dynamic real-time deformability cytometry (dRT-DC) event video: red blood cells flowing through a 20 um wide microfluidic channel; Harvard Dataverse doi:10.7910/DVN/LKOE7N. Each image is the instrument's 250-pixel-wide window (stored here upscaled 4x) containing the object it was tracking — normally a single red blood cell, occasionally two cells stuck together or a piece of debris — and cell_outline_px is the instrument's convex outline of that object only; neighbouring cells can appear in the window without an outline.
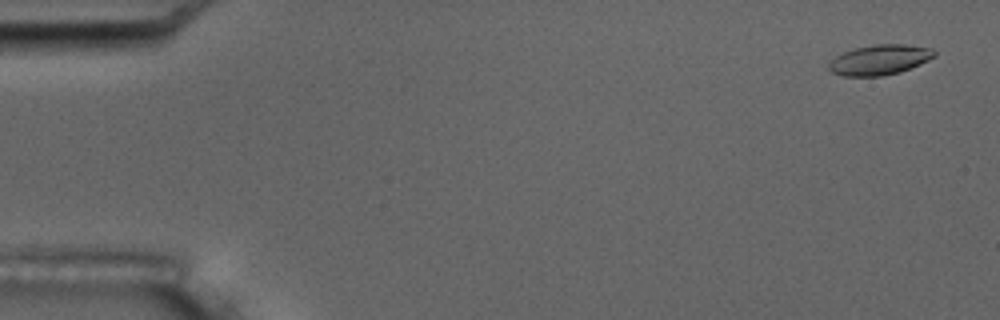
{"species": "common noctule bat (a hibernating species)", "species_latin": "Nyctalus noctula", "temperature_condition": "room temperature", "stored_images_in_passage": 15, "camera_frame_rate_fps": 3000, "um_per_image_px": 0.085, "animal": {"sex": "male", "body_mass_g": 17.5, "forearm_length_mm": 52.3}, "frame": {"image": 1, "passage_image": 1, "time_ms": 0.0, "image_size_px": [1000, 320], "cell_outline_px": [[936, 56], [920, 64], [900, 72], [884, 76], [844, 76], [832, 72], [828, 68], [828, 64], [836, 56], [844, 52], [856, 48], [876, 44], [904, 44], [932, 48], [936, 52]], "centroid_in_image_um": [74.79, 5.08], "position_along_channel_um": 10.2, "area_um2": 18.5}, "authors_computed_cell_mechanics": {"area_um2": 19.1318, "velocity_mm_per_s": 3.4804, "shape_relaxation_time_tau1_ms": 4.9718, "shape_relaxation_time_tau2_ms": 2.1942, "deformation_change_tau1": 0.1713, "deformation_change_tau2": 0.0747}}